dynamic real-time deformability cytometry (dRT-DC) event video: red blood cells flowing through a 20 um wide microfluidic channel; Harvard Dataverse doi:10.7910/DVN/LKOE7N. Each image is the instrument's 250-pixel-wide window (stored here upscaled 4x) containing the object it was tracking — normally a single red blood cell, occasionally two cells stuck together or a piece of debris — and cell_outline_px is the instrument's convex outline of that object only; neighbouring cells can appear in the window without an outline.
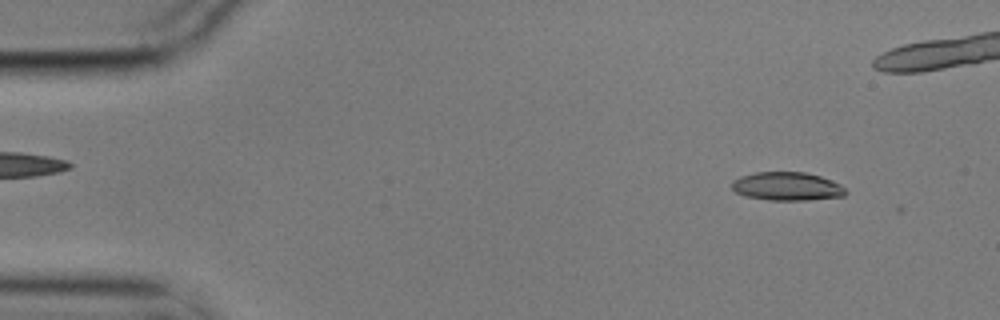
{"species": "common noctule bat (a hibernating species)", "species_latin": "Nyctalus noctula", "temperature_condition": "cold", "stored_images_in_passage": 5, "camera_frame_rate_fps": 3000, "um_per_image_px": 0.085, "animal": {"sex": "male", "body_mass_g": 17.9}, "frame": {"image": 1, "passage_image": 1, "time_ms": 0.0, "image_size_px": [1000, 320], "cell_outline_px": [[848, 192], [844, 196], [808, 200], [768, 200], [744, 196], [736, 192], [732, 188], [732, 180], [740, 176], [756, 172], [804, 172], [820, 176], [840, 184]], "centroid_in_image_um": [66.88, 15.84], "position_along_channel_um": 18.1, "area_um2": 18.9}}